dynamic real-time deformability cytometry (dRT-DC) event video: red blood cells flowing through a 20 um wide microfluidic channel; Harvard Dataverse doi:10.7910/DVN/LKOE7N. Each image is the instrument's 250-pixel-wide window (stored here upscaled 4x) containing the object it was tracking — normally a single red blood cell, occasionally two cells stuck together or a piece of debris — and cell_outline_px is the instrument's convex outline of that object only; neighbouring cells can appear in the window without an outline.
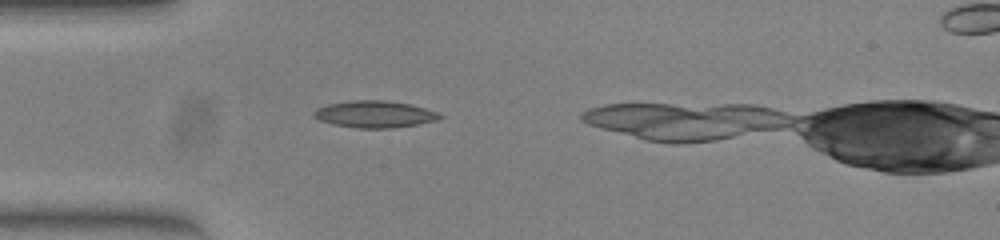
{"species": "common noctule bat (a hibernating species)", "species_latin": "Nyctalus noctula", "temperature_condition": "warm", "stored_images_in_passage": 34, "camera_frame_rate_fps": 3000, "um_per_image_px": 0.085, "animal": {"sex": "female", "body_mass_g": 23.0, "forearm_length_mm": 53.4}, "frame": {"image": 1, "passage_image": 7, "time_ms": 2.0, "image_size_px": [1000, 240], "cell_outline_px": [[444, 116], [436, 120], [416, 124], [392, 128], [356, 128], [332, 124], [320, 120], [312, 116], [312, 112], [316, 108], [328, 104], [352, 100], [384, 100], [408, 104], [424, 108], [436, 112]], "centroid_in_image_um": [31.78, 9.71], "position_along_channel_um": 53.2, "area_um2": 19.59}}
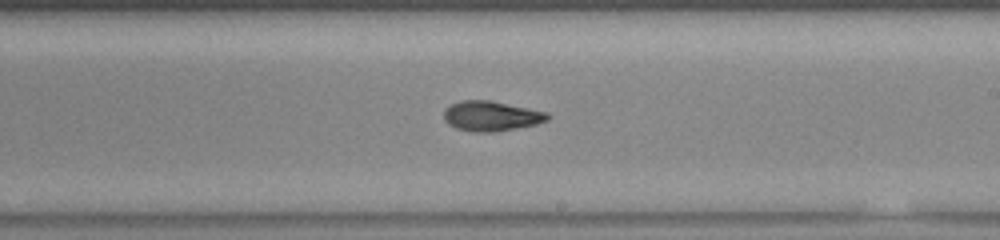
{"frame": {"image": 2, "passage_image": 22, "time_ms": 7.0, "image_size_px": [1000, 240], "cell_outline_px": [[552, 116], [548, 120], [536, 124], [492, 132], [472, 132], [456, 128], [448, 124], [444, 120], [444, 108], [460, 100], [492, 100], [548, 112]], "centroid_in_image_um": [41.75, 9.85], "position_along_channel_um": 247.2, "area_um2": 18.26}}
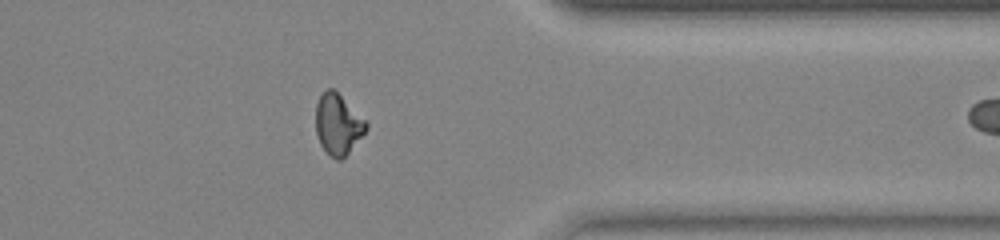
{"frame": {"image": 3, "passage_image": 33, "time_ms": 10.667, "image_size_px": [1000, 240], "cell_outline_px": [[368, 128], [348, 152], [340, 160], [336, 160], [320, 144], [316, 132], [316, 104], [320, 96], [328, 88], [332, 88], [368, 124]], "centroid_in_image_um": [28.7, 10.57], "position_along_channel_um": 382.7, "area_um2": 17.11}}